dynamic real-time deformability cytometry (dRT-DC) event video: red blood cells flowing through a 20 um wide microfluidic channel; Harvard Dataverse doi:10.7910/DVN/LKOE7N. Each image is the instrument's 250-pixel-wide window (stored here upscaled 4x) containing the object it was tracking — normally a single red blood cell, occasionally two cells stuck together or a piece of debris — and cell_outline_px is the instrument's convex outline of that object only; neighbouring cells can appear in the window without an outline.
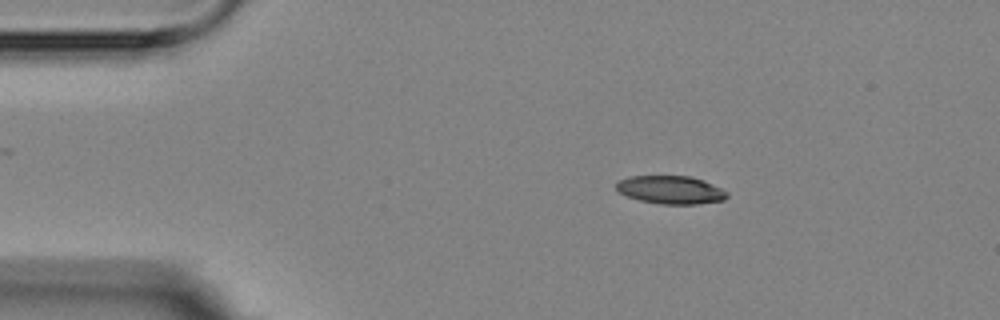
{"species": "Egyptian fruit bat (a non-hibernating species)", "species_latin": "Rousettus aegyptiacus", "temperature_condition": "room temperature", "stored_images_in_passage": 4, "camera_frame_rate_fps": 3000, "um_per_image_px": 0.085, "animal": {"sex": "female"}, "frame": {"image": 1, "passage_image": 1, "time_ms": 0.0, "image_size_px": [1000, 320], "cell_outline_px": [[728, 196], [724, 200], [696, 204], [660, 204], [640, 200], [628, 196], [620, 192], [616, 188], [616, 184], [620, 180], [628, 176], [692, 176], [704, 180], [728, 192]], "centroid_in_image_um": [57.03, 16.13], "position_along_channel_um": 28.0, "area_um2": 18.09}}
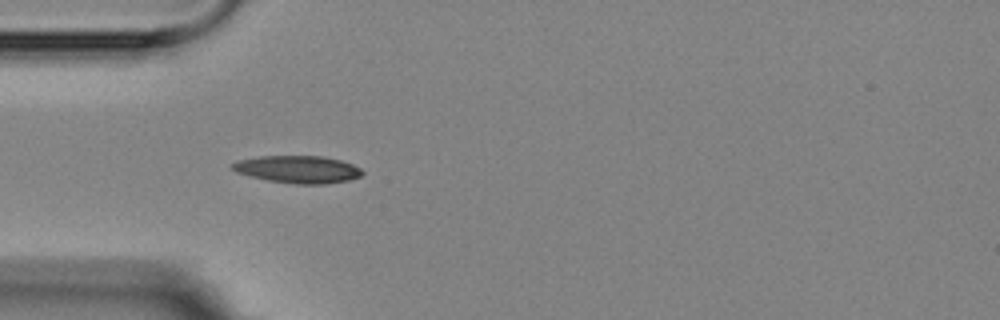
{"frame": {"image": 2, "passage_image": 3, "time_ms": 2.333, "image_size_px": [1000, 320], "cell_outline_px": [[364, 172], [360, 176], [348, 180], [324, 184], [296, 184], [268, 180], [236, 172], [232, 168], [232, 164], [236, 160], [256, 156], [324, 156], [340, 160], [352, 164], [360, 168]], "centroid_in_image_um": [25.31, 14.38], "position_along_channel_um": 59.7, "area_um2": 20.69}}
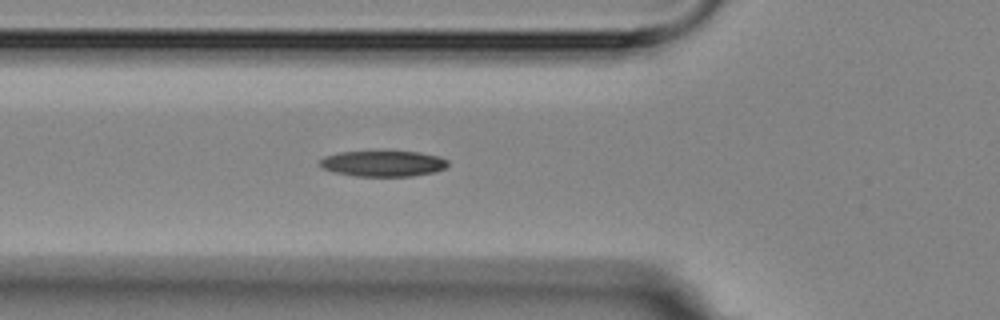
{"frame": {"image": 3, "passage_image": 4, "time_ms": 3.333, "image_size_px": [1000, 320], "cell_outline_px": [[448, 164], [444, 168], [436, 172], [412, 176], [356, 176], [336, 172], [324, 168], [316, 164], [324, 156], [340, 152], [420, 152], [440, 156], [448, 160]], "centroid_in_image_um": [32.58, 13.9], "position_along_channel_um": 93.2, "area_um2": 19.19}}